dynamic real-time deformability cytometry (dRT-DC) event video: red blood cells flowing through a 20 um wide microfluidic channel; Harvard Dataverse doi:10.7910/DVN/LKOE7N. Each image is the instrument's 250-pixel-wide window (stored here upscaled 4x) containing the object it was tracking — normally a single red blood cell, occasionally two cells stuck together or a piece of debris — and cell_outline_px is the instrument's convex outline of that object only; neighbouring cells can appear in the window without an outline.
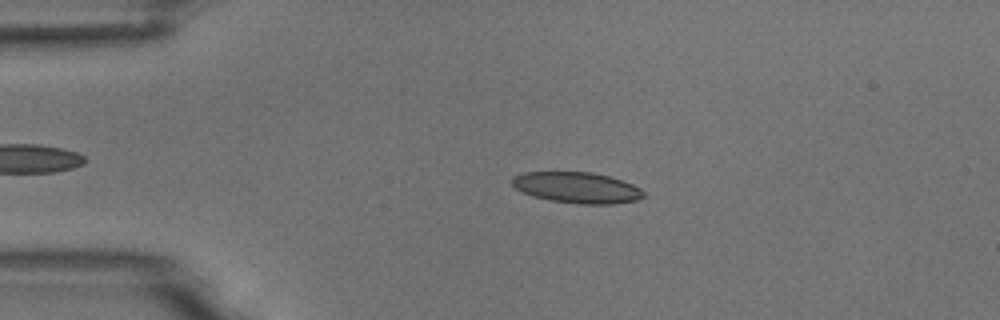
{"species": "common noctule bat (a hibernating species)", "species_latin": "Nyctalus noctula", "temperature_condition": "room temperature", "stored_images_in_passage": 46, "camera_frame_rate_fps": 3000, "um_per_image_px": 0.085, "animal": {"sex": "male", "body_mass_g": 18.8}, "frame": {"image": 1, "passage_image": 10, "time_ms": 3.0, "image_size_px": [1000, 320], "cell_outline_px": [[644, 196], [636, 200], [612, 204], [576, 204], [548, 200], [532, 196], [516, 188], [512, 184], [512, 176], [524, 172], [592, 172], [608, 176], [632, 184], [640, 188], [644, 192]], "centroid_in_image_um": [49.02, 15.95], "position_along_channel_um": 36.0, "area_um2": 23.7}}
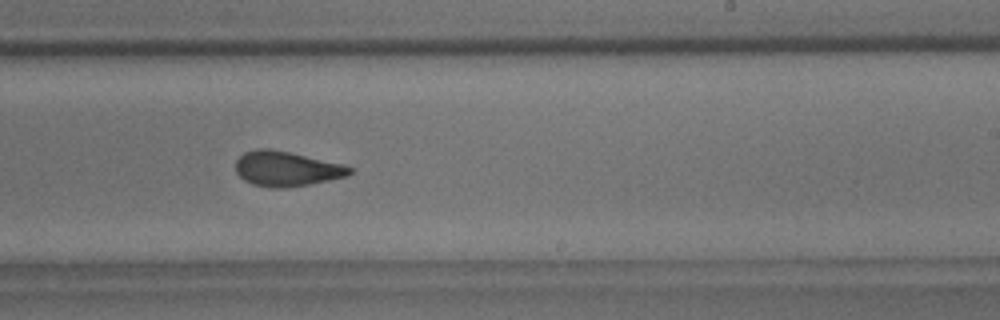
{"frame": {"image": 2, "passage_image": 31, "time_ms": 10.0, "image_size_px": [1000, 320], "cell_outline_px": [[352, 172], [348, 176], [308, 184], [284, 188], [272, 188], [252, 184], [244, 180], [236, 172], [236, 160], [244, 152], [256, 148], [268, 148], [288, 152], [344, 164], [352, 168]], "centroid_in_image_um": [24.34, 14.34], "position_along_channel_um": 264.7, "area_um2": 23.12}}
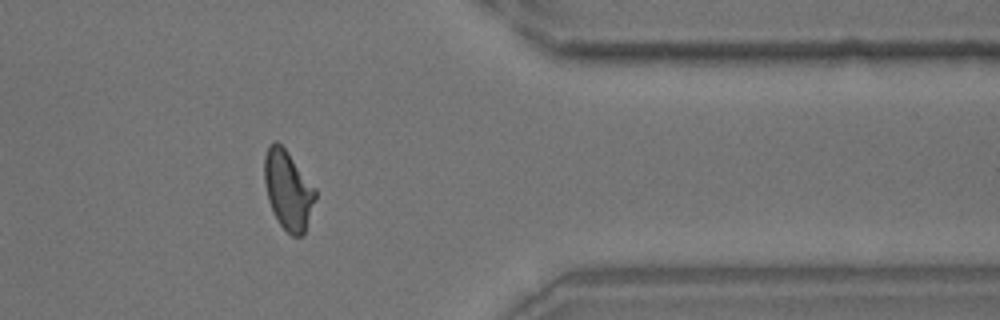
{"frame": {"image": 3, "passage_image": 42, "time_ms": 13.667, "image_size_px": [1000, 320], "cell_outline_px": [[316, 196], [304, 236], [292, 236], [280, 224], [268, 200], [264, 180], [264, 156], [268, 148], [276, 140], [288, 152], [316, 188]], "centroid_in_image_um": [24.5, 16.16], "position_along_channel_um": 386.9, "area_um2": 23.24}, "authors_computed_cell_mechanics": {"area_um2": 23.409, "velocity_mm_per_s": 3.7703, "shape_relaxation_time_tau1_ms": 6.1091, "shape_relaxation_time_tau2_ms": 1.7721, "deformation_change_tau1": 0.1737, "deformation_change_tau2": 0.0906}}